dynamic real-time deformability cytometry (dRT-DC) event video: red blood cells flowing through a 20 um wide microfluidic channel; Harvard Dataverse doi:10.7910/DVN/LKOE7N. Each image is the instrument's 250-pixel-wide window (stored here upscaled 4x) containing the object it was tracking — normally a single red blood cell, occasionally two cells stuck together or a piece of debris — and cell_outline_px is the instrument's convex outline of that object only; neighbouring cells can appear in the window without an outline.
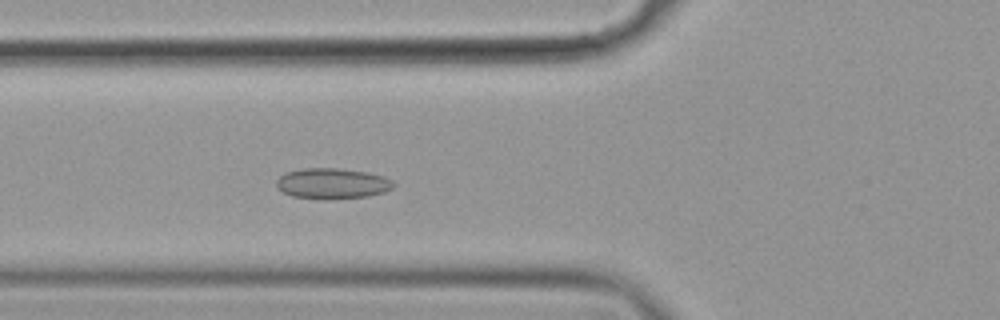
{"species": "common noctule bat (a hibernating species)", "species_latin": "Nyctalus noctula", "temperature_condition": "cold", "stored_images_in_passage": 41, "camera_frame_rate_fps": 3000, "um_per_image_px": 0.085, "animal": {"sex": "female", "body_mass_g": 19.9}, "frame": {"image": 1, "passage_image": 12, "time_ms": 3.667, "image_size_px": [1000, 320], "cell_outline_px": [[396, 184], [392, 188], [384, 192], [368, 196], [324, 200], [292, 196], [276, 188], [276, 180], [280, 176], [288, 172], [300, 168], [336, 168], [364, 172], [384, 176], [392, 180]], "centroid_in_image_um": [28.23, 15.61], "position_along_channel_um": 97.6, "area_um2": 20.98}}
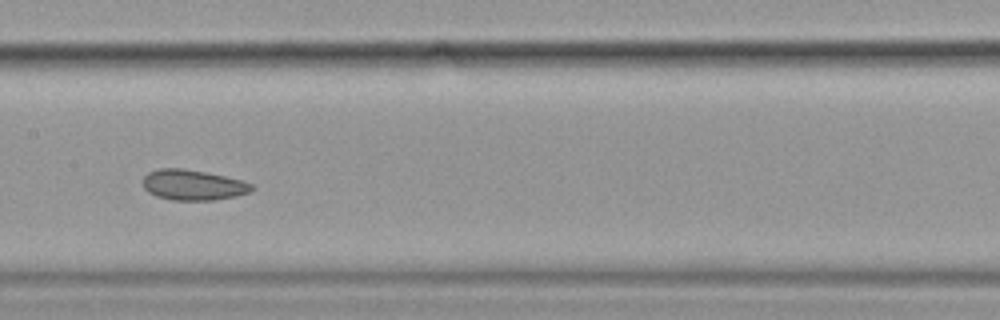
{"frame": {"image": 2, "passage_image": 20, "time_ms": 6.333, "image_size_px": [1000, 320], "cell_outline_px": [[256, 188], [248, 192], [236, 196], [216, 200], [172, 200], [156, 196], [148, 192], [144, 188], [144, 176], [148, 172], [160, 168], [184, 168], [208, 172], [244, 180], [252, 184]], "centroid_in_image_um": [16.44, 15.71], "position_along_channel_um": 191.0, "area_um2": 19.54}}
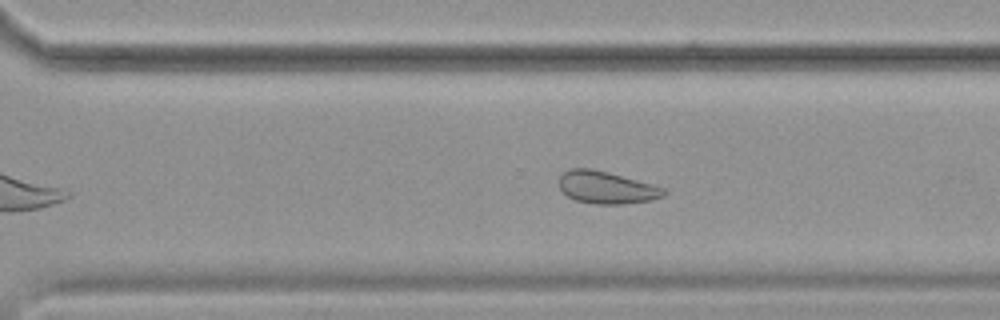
{"frame": {"image": 3, "passage_image": 31, "time_ms": 10.0, "image_size_px": [1000, 320], "cell_outline_px": [[668, 192], [664, 196], [652, 200], [624, 204], [596, 204], [576, 200], [568, 196], [560, 188], [560, 176], [568, 168], [592, 168], [608, 172], [664, 188]], "centroid_in_image_um": [51.55, 15.94], "position_along_channel_um": 319.0, "area_um2": 19.59}, "authors_computed_cell_mechanics": {"area_um2": 20.6346, "velocity_mm_per_s": 3.4945, "shape_relaxation_time_tau1_ms": null, "shape_relaxation_time_tau2_ms": 2.9249, "deformation_change_tau1": null, "deformation_change_tau2": 0.0897}}